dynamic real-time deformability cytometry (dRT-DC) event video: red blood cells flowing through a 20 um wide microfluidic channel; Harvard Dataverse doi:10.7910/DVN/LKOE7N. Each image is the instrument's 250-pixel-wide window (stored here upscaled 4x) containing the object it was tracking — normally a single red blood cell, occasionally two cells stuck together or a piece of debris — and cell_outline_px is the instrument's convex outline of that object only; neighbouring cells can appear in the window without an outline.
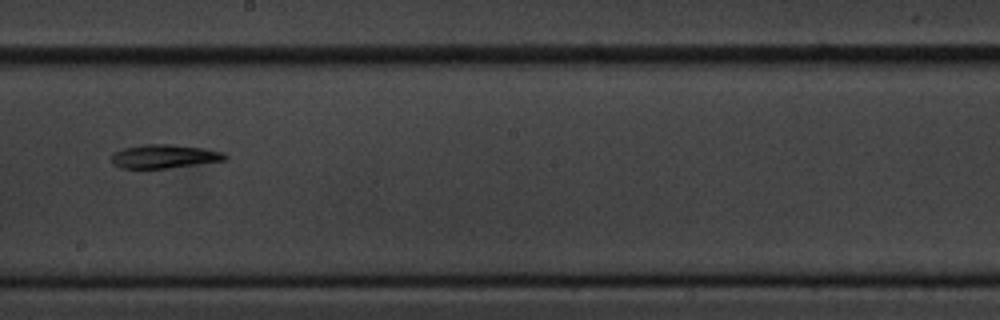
{"species": "common noctule bat (a hibernating species)", "species_latin": "Nyctalus noctula", "temperature_condition": "cold", "stored_images_in_passage": 18, "camera_frame_rate_fps": 3000, "um_per_image_px": 0.085, "animal": {"sex": "male", "body_mass_g": 20.1, "forearm_length_mm": 53.5}, "frame": {"image": 1, "passage_image": 11, "time_ms": 11.333, "image_size_px": [1000, 320], "cell_outline_px": [[228, 156], [224, 160], [168, 168], [120, 168], [112, 164], [112, 152], [124, 148], [144, 144], [172, 144], [204, 148], [224, 152]], "centroid_in_image_um": [13.94, 13.28], "position_along_channel_um": 234.3, "area_um2": 15.66}}
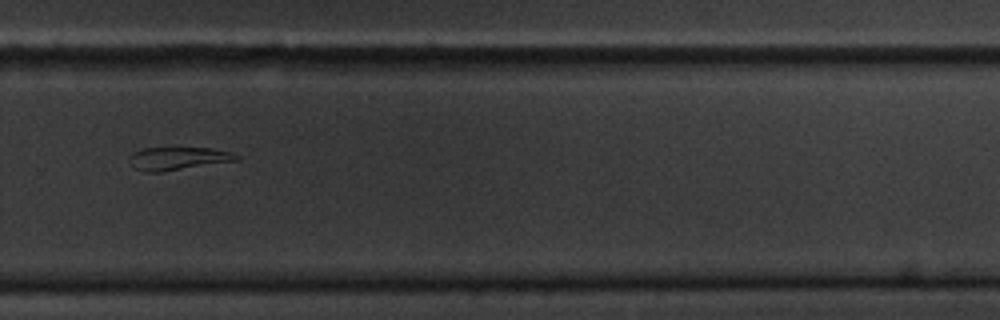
{"frame": {"image": 2, "passage_image": 13, "time_ms": 13.667, "image_size_px": [1000, 320], "cell_outline_px": [[240, 160], [160, 172], [144, 172], [136, 168], [128, 160], [128, 156], [132, 152], [144, 148], [212, 148], [232, 152], [240, 156]], "centroid_in_image_um": [15.14, 13.46], "position_along_channel_um": 314.7, "area_um2": 14.39}}
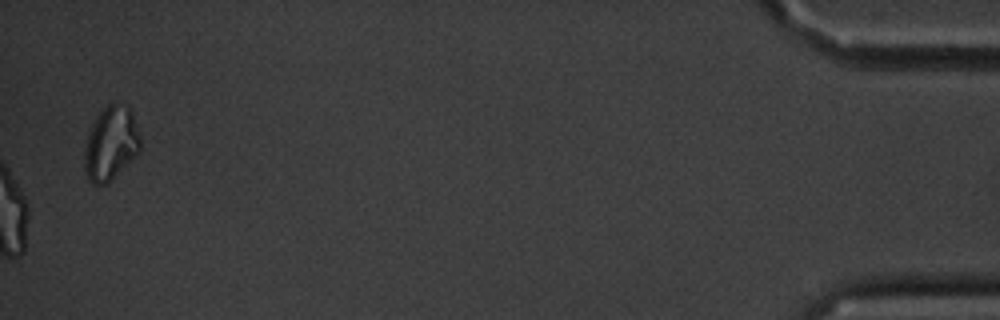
{"frame": {"image": 3, "passage_image": 18, "time_ms": 19.333, "image_size_px": [1000, 320], "cell_outline_px": [[140, 152], [108, 184], [92, 184], [88, 180], [84, 172], [84, 148], [88, 132], [96, 116], [112, 100], [128, 104], [132, 112], [140, 140]], "centroid_in_image_um": [9.41, 12.18], "position_along_channel_um": 425.8, "area_um2": 24.57}}